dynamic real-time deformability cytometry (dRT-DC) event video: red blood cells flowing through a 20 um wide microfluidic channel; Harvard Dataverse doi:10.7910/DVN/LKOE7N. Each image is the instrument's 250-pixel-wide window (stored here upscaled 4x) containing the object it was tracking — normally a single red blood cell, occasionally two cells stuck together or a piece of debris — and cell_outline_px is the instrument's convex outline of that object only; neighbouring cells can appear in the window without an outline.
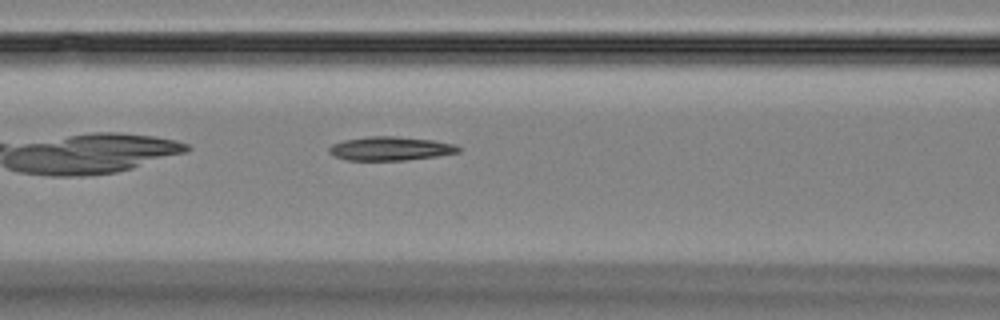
{"species": "Egyptian fruit bat (a non-hibernating species)", "species_latin": "Rousettus aegyptiacus", "temperature_condition": "room temperature", "stored_images_in_passage": 38, "camera_frame_rate_fps": 3000, "um_per_image_px": 0.085, "animal": {"sex": "female"}, "frame": {"image": 1, "passage_image": 6, "time_ms": 1.667, "image_size_px": [1000, 320], "cell_outline_px": [[460, 152], [436, 156], [404, 160], [348, 160], [332, 156], [328, 152], [328, 148], [332, 144], [344, 140], [368, 136], [392, 136], [432, 140], [452, 144], [460, 148]], "centroid_in_image_um": [33.12, 12.63], "position_along_channel_um": 133.5, "area_um2": 17.8}}
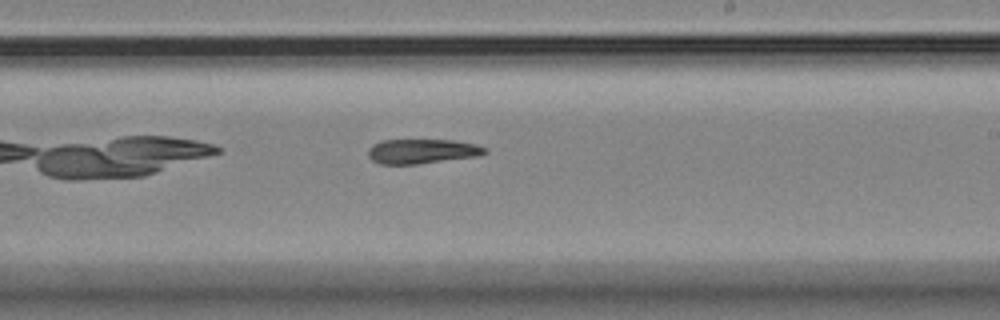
{"frame": {"image": 2, "passage_image": 16, "time_ms": 5.0, "image_size_px": [1000, 320], "cell_outline_px": [[488, 152], [480, 156], [416, 164], [380, 164], [372, 160], [368, 156], [368, 148], [372, 144], [380, 140], [456, 140], [476, 144], [488, 148]], "centroid_in_image_um": [35.89, 12.85], "position_along_channel_um": 253.1, "area_um2": 16.99}}
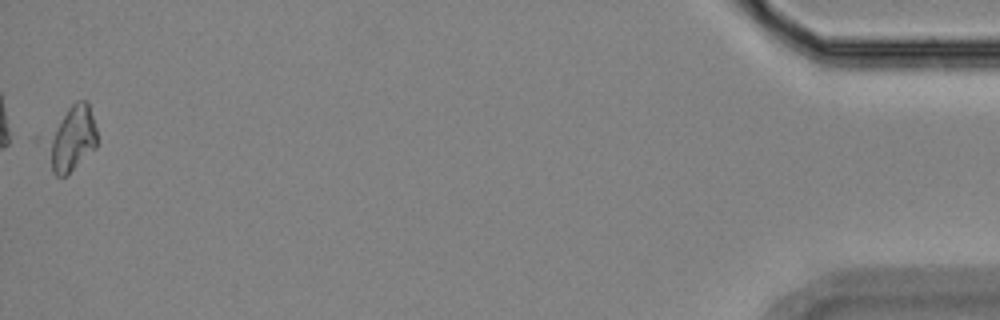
{"frame": {"image": 3, "passage_image": 38, "time_ms": 12.333, "image_size_px": [1000, 320], "cell_outline_px": [[96, 148], [68, 176], [56, 176], [52, 172], [32, 140], [36, 136], [76, 100], [84, 100], [88, 104], [96, 128]], "centroid_in_image_um": [5.78, 11.83], "position_along_channel_um": 429.4, "area_um2": 22.08}}